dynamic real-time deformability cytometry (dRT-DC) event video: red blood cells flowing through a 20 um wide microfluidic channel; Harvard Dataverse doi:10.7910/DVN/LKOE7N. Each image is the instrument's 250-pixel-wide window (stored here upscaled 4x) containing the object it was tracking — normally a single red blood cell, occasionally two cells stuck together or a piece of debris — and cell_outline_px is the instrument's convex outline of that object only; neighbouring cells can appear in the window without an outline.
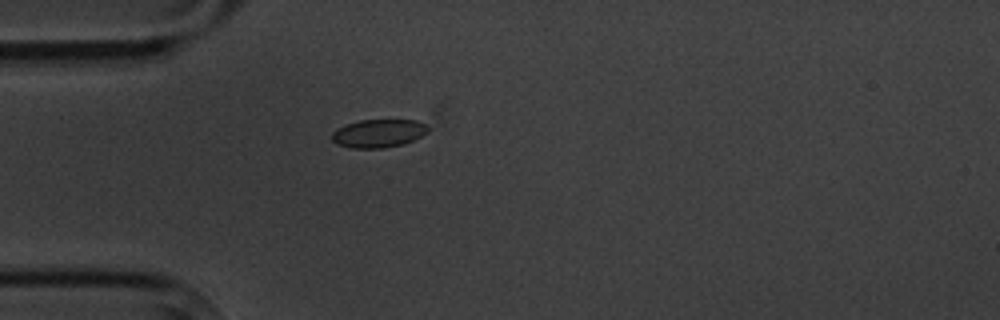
{"species": "common noctule bat (a hibernating species)", "species_latin": "Nyctalus noctula", "temperature_condition": "cold", "stored_images_in_passage": 1, "camera_frame_rate_fps": 3000, "um_per_image_px": 0.085, "animal": {"sex": "male", "body_mass_g": 20.1, "forearm_length_mm": 53.5}, "frame": {"image": 1, "passage_image": 1, "time_ms": 0.0, "image_size_px": [1000, 320], "cell_outline_px": [[428, 132], [412, 140], [400, 144], [384, 148], [352, 148], [336, 144], [332, 140], [332, 132], [336, 128], [360, 120], [416, 120], [424, 124], [428, 128]], "centroid_in_image_um": [32.13, 11.33], "position_along_channel_um": 52.9, "area_um2": 15.61}}